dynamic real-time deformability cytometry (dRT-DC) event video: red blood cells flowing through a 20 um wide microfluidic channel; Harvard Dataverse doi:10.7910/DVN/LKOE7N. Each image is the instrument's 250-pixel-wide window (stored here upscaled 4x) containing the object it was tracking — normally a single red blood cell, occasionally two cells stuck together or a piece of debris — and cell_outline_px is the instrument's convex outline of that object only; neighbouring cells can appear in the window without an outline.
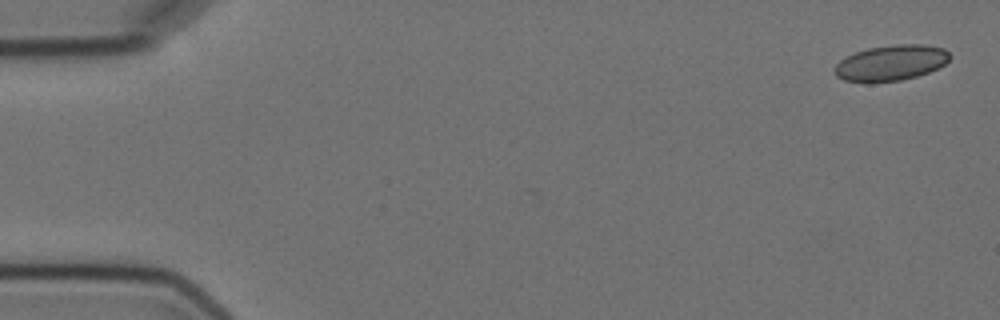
{"species": "Egyptian fruit bat (a non-hibernating species)", "species_latin": "Rousettus aegyptiacus", "temperature_condition": "cold", "stored_images_in_passage": 2, "camera_frame_rate_fps": 3000, "um_per_image_px": 0.085, "animal": {"sex": "female"}, "frame": {"image": 1, "passage_image": 2, "time_ms": 1.333, "image_size_px": [1000, 320], "cell_outline_px": [[952, 56], [944, 64], [928, 72], [916, 76], [900, 80], [868, 84], [844, 80], [836, 76], [836, 64], [840, 60], [856, 52], [868, 48], [896, 44], [924, 44], [944, 48]], "centroid_in_image_um": [75.73, 5.35], "position_along_channel_um": 9.3, "area_um2": 23.99}}